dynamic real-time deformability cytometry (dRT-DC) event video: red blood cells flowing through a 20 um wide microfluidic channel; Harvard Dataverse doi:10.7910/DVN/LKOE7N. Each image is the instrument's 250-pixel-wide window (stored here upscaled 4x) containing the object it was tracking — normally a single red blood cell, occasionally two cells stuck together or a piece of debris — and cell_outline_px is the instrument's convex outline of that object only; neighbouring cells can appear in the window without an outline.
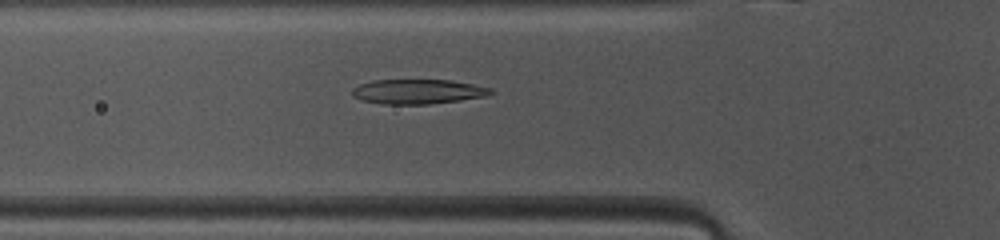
{"species": "common noctule bat (a hibernating species)", "species_latin": "Nyctalus noctula", "temperature_condition": "warm", "stored_images_in_passage": 35, "camera_frame_rate_fps": 3000, "um_per_image_px": 0.085, "animal": {"sex": "female", "body_mass_g": 10.0, "forearm_length_mm": 53.1}, "frame": {"image": 1, "passage_image": 3, "time_ms": 0.667, "image_size_px": [1000, 240], "cell_outline_px": [[496, 92], [488, 96], [460, 100], [428, 104], [384, 104], [364, 100], [352, 96], [352, 88], [360, 84], [372, 80], [452, 80], [492, 88]], "centroid_in_image_um": [35.56, 7.78], "position_along_channel_um": 90.2, "area_um2": 19.94}}
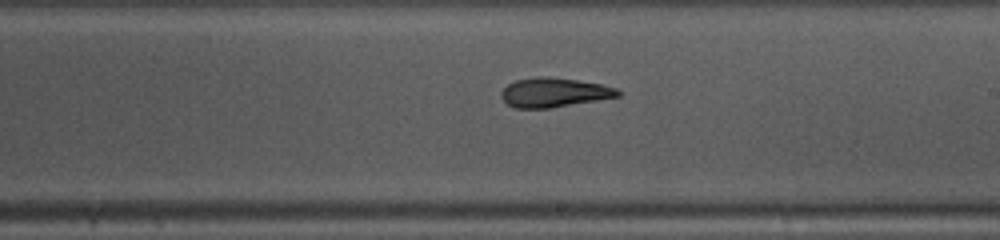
{"frame": {"image": 2, "passage_image": 14, "time_ms": 4.333, "image_size_px": [1000, 240], "cell_outline_px": [[620, 96], [552, 108], [516, 108], [508, 104], [500, 96], [500, 92], [508, 84], [516, 80], [540, 76], [544, 76], [576, 80], [600, 84], [616, 88], [620, 92]], "centroid_in_image_um": [47.07, 7.86], "position_along_channel_um": 241.9, "area_um2": 19.77}}
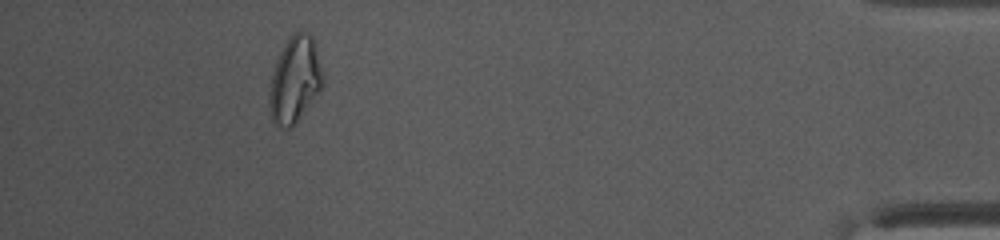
{"frame": {"image": 3, "passage_image": 31, "time_ms": 10.0, "image_size_px": [1000, 240], "cell_outline_px": [[324, 84], [292, 128], [280, 128], [272, 124], [268, 104], [268, 92], [272, 72], [276, 60], [284, 44], [292, 32], [300, 28], [312, 36], [316, 44], [324, 76]], "centroid_in_image_um": [25.04, 6.76], "position_along_channel_um": 410.2, "area_um2": 27.57}, "authors_computed_cell_mechanics": {"area_um2": 20.3456, "velocity_mm_per_s": 4.1218, "shape_relaxation_time_tau1_ms": null, "shape_relaxation_time_tau2_ms": 4.2994, "deformation_change_tau1": null, "deformation_change_tau2": 0.1354}}